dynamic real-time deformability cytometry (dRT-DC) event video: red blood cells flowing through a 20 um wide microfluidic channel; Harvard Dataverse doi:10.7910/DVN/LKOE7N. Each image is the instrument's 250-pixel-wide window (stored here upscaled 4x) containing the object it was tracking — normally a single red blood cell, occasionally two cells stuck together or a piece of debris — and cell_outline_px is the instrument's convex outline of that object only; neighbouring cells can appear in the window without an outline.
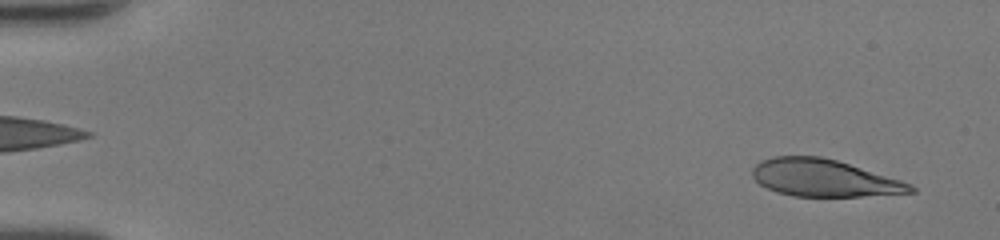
{"species": "human", "species_latin": "Homo sapiens", "temperature_condition": "room temperature", "stored_images_in_passage": 48, "camera_frame_rate_fps": 3000, "um_per_image_px": 0.085, "donor": {"sex": "female"}, "frame": {"image": 1, "passage_image": 2, "time_ms": 0.333, "image_size_px": [1000, 240], "cell_outline_px": [[916, 192], [860, 196], [792, 196], [776, 192], [760, 184], [752, 176], [752, 168], [760, 160], [772, 156], [820, 156], [836, 160], [900, 180], [912, 184], [916, 188]], "centroid_in_image_um": [70.0, 15.13], "position_along_channel_um": 15.0, "area_um2": 34.04}}
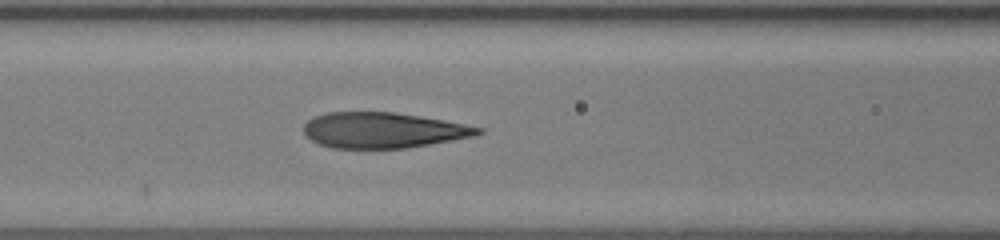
{"frame": {"image": 2, "passage_image": 21, "time_ms": 6.667, "image_size_px": [1000, 240], "cell_outline_px": [[484, 132], [472, 136], [452, 140], [408, 148], [332, 148], [320, 144], [304, 136], [304, 124], [312, 116], [324, 112], [392, 112], [444, 120], [484, 128]], "centroid_in_image_um": [32.52, 11.06], "position_along_channel_um": 134.1, "area_um2": 36.18}}
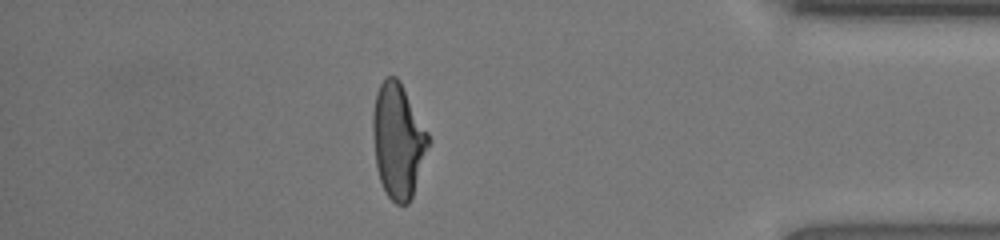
{"frame": {"image": 3, "passage_image": 42, "time_ms": 13.667, "image_size_px": [1000, 240], "cell_outline_px": [[432, 140], [412, 196], [408, 204], [396, 204], [384, 192], [376, 168], [372, 132], [372, 116], [376, 92], [380, 84], [388, 76], [396, 76], [400, 80], [428, 132]], "centroid_in_image_um": [33.84, 11.96], "position_along_channel_um": 401.4, "area_um2": 37.45}, "authors_computed_cell_mechanics": {"area_um2": 37.1654, "velocity_mm_per_s": 4.2703, "shape_relaxation_time_tau1_ms": 5.6134, "shape_relaxation_time_tau2_ms": 0.8624, "deformation_change_tau1": 0.2677, "deformation_change_tau2": 0.0922}}